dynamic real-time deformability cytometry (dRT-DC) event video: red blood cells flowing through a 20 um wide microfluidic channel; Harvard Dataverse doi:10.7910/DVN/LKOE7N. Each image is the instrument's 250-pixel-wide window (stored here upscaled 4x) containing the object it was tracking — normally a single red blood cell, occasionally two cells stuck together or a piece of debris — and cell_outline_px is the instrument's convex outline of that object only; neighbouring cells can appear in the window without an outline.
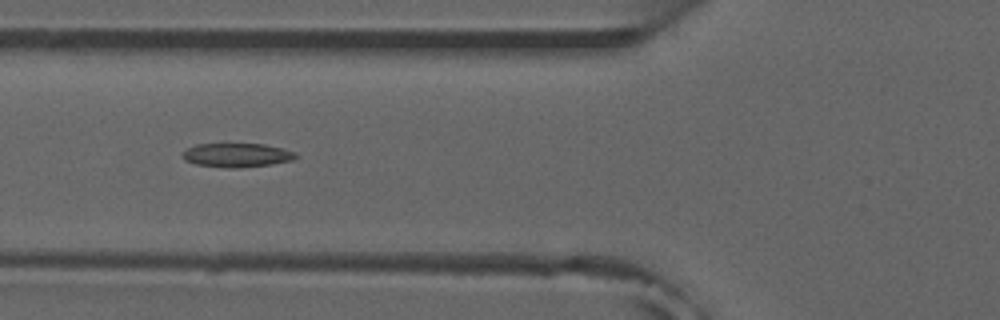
{"species": "common noctule bat (a hibernating species)", "species_latin": "Nyctalus noctula", "temperature_condition": "room temperature", "stored_images_in_passage": 39, "camera_frame_rate_fps": 3000, "um_per_image_px": 0.085, "animal": {"sex": "male", "forearm_length_mm": 52.5}, "frame": {"image": 1, "passage_image": 6, "time_ms": 1.667, "image_size_px": [1000, 320], "cell_outline_px": [[296, 156], [292, 160], [272, 164], [240, 168], [224, 168], [196, 164], [184, 160], [180, 156], [188, 148], [196, 144], [264, 144], [284, 148], [296, 152]], "centroid_in_image_um": [20.13, 13.19], "position_along_channel_um": 105.7, "area_um2": 15.9}, "authors_computed_cell_mechanics": {"area_um2": 15.4904, "velocity_mm_per_s": 3.8677, "shape_relaxation_time_tau1_ms": null, "shape_relaxation_time_tau2_ms": 3.3397, "deformation_change_tau1": null, "deformation_change_tau2": 0.1073}}